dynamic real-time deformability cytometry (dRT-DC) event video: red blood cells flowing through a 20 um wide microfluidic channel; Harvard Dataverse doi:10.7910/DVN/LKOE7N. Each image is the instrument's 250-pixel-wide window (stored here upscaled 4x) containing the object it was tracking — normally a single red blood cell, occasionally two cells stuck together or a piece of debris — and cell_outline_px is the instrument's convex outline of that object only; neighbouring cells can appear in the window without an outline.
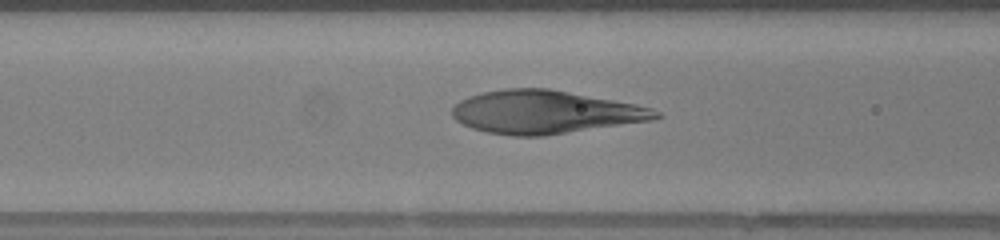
{"species": "human", "species_latin": "Homo sapiens", "temperature_condition": "warm", "stored_images_in_passage": 33, "camera_frame_rate_fps": 3000, "um_per_image_px": 0.085, "donor": {"sex": "female"}, "frame": {"image": 1, "passage_image": 5, "time_ms": 1.333, "image_size_px": [1000, 240], "cell_outline_px": [[664, 116], [652, 120], [544, 136], [512, 136], [488, 132], [472, 128], [456, 120], [452, 116], [452, 108], [460, 100], [468, 96], [484, 92], [504, 88], [548, 88], [612, 100], [652, 108], [660, 112]], "centroid_in_image_um": [46.3, 9.53], "position_along_channel_um": 120.3, "area_um2": 50.86}}
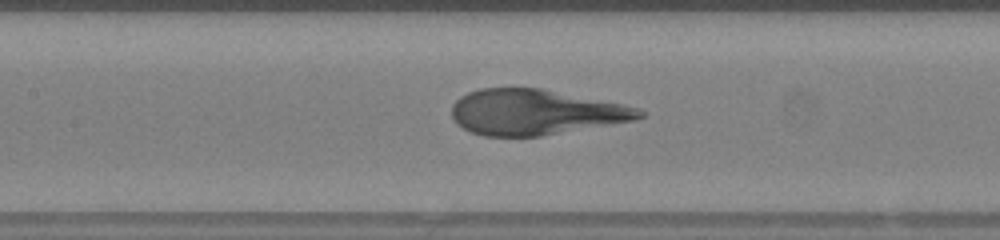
{"frame": {"image": 2, "passage_image": 8, "time_ms": 2.333, "image_size_px": [1000, 240], "cell_outline_px": [[644, 116], [632, 120], [540, 136], [484, 136], [472, 132], [456, 124], [452, 116], [452, 104], [460, 96], [468, 92], [480, 88], [540, 88], [624, 104], [640, 108], [644, 112]], "centroid_in_image_um": [45.46, 9.52], "position_along_channel_um": 161.9, "area_um2": 49.36}}
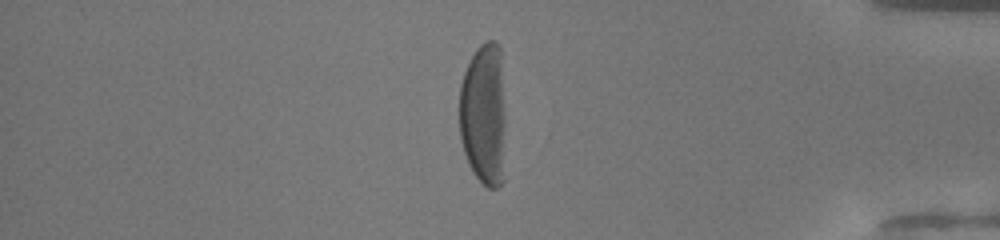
{"frame": {"image": 3, "passage_image": 27, "time_ms": 8.667, "image_size_px": [1000, 240], "cell_outline_px": [[504, 180], [496, 188], [488, 188], [472, 172], [468, 164], [464, 152], [460, 136], [460, 84], [464, 72], [476, 48], [484, 40], [496, 40], [500, 44], [504, 112]], "centroid_in_image_um": [41.12, 9.71], "position_along_channel_um": 394.1, "area_um2": 38.96}}